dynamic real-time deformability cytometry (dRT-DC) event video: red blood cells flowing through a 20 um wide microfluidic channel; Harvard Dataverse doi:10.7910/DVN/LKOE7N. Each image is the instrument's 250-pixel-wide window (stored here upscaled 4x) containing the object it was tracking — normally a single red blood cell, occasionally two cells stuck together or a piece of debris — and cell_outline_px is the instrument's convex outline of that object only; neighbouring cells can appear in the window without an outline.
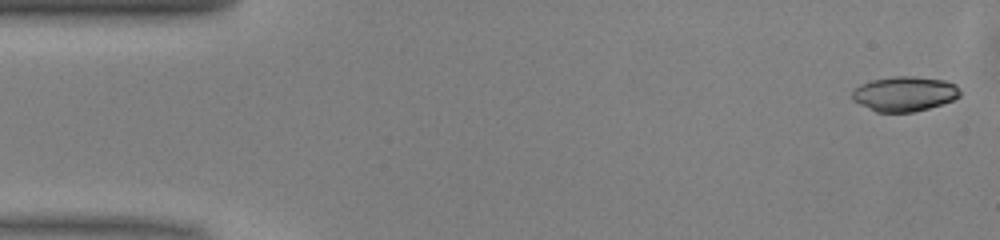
{"species": "common noctule bat (a hibernating species)", "species_latin": "Nyctalus noctula", "temperature_condition": "warm", "stored_images_in_passage": 46, "camera_frame_rate_fps": 3000, "um_per_image_px": 0.085, "animal": {"sex": "male", "body_mass_g": 13.0, "forearm_length_mm": 53.1}, "frame": {"image": 1, "passage_image": 1, "time_ms": 0.0, "image_size_px": [1000, 240], "cell_outline_px": [[960, 96], [952, 100], [928, 108], [912, 112], [876, 112], [852, 100], [852, 92], [860, 84], [872, 80], [892, 76], [912, 76], [944, 80], [956, 84], [960, 92]], "centroid_in_image_um": [76.87, 7.97], "position_along_channel_um": 8.1, "area_um2": 21.79}}
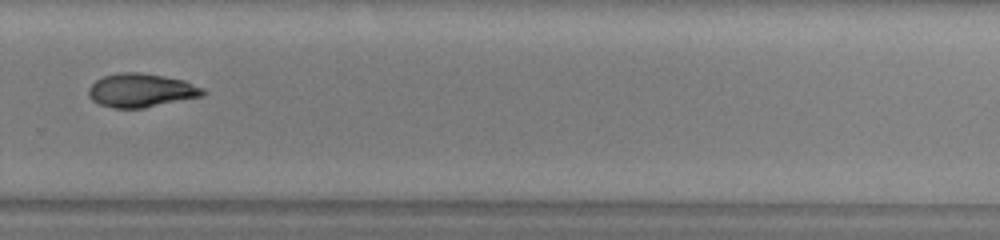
{"frame": {"image": 2, "passage_image": 33, "time_ms": 10.667, "image_size_px": [1000, 240], "cell_outline_px": [[208, 92], [204, 96], [144, 108], [116, 108], [100, 104], [92, 100], [88, 92], [88, 88], [96, 80], [104, 76], [120, 72], [140, 72], [164, 76], [184, 80], [204, 88]], "centroid_in_image_um": [12.04, 7.68], "position_along_channel_um": 317.8, "area_um2": 22.54}}
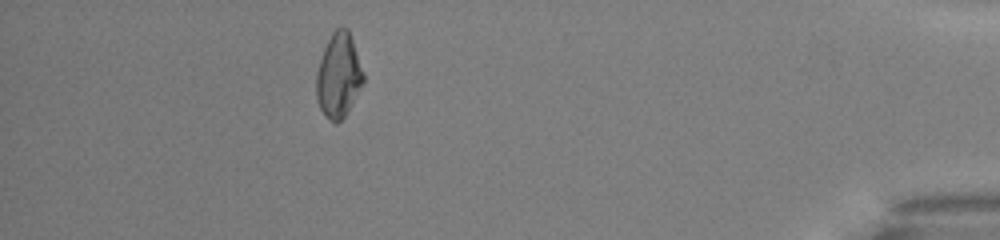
{"frame": {"image": 3, "passage_image": 44, "time_ms": 14.333, "image_size_px": [1000, 240], "cell_outline_px": [[364, 80], [344, 116], [336, 124], [320, 108], [316, 100], [316, 72], [324, 48], [332, 32], [336, 28], [348, 28], [364, 72]], "centroid_in_image_um": [28.77, 6.38], "position_along_channel_um": 406.4, "area_um2": 22.66}, "authors_computed_cell_mechanics": {"area_um2": 22.7443, "velocity_mm_per_s": 4.0766, "shape_relaxation_time_tau1_ms": 5.5422, "shape_relaxation_time_tau2_ms": 4.4844, "deformation_change_tau1": 0.1651, "deformation_change_tau2": 0.0852}}